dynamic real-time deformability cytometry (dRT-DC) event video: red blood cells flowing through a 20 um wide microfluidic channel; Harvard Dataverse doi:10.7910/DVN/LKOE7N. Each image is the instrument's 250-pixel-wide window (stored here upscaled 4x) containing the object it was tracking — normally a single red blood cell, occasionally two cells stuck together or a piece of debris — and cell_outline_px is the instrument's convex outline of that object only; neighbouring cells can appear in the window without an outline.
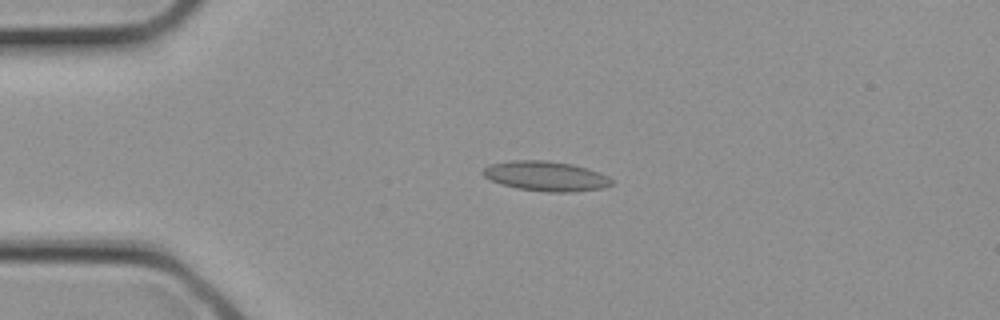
{"species": "common noctule bat (a hibernating species)", "species_latin": "Nyctalus noctula", "temperature_condition": "cold", "stored_images_in_passage": 1, "camera_frame_rate_fps": 3000, "um_per_image_px": 0.085, "animal": {"sex": "female", "body_mass_g": 21.9}, "frame": {"image": 1, "passage_image": 1, "time_ms": 0.0, "image_size_px": [1000, 320], "cell_outline_px": [[612, 184], [608, 188], [572, 192], [548, 192], [516, 188], [500, 184], [488, 180], [480, 172], [484, 168], [492, 164], [512, 160], [548, 160], [572, 164], [600, 172], [608, 176], [612, 180]], "centroid_in_image_um": [46.41, 14.98], "position_along_channel_um": 38.6, "area_um2": 22.66}}